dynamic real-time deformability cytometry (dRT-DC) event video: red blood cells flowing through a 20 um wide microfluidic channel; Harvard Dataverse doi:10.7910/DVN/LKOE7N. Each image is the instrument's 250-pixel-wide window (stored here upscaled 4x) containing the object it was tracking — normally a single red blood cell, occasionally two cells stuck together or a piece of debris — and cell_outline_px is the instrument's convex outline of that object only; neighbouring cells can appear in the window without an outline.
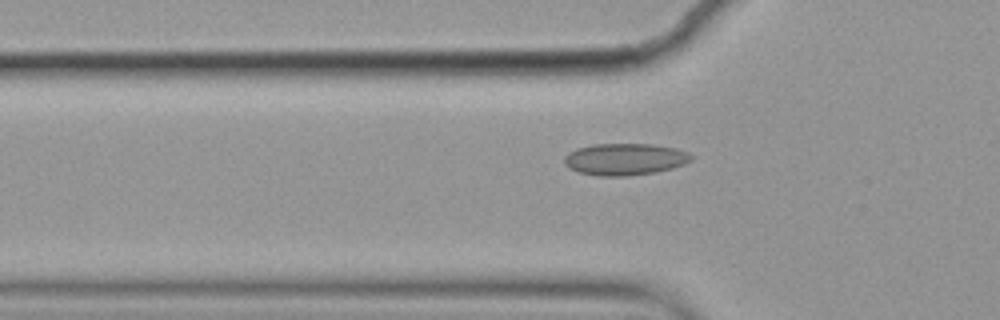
{"species": "common noctule bat (a hibernating species)", "species_latin": "Nyctalus noctula", "temperature_condition": "cold", "stored_images_in_passage": 5, "segment_of_instrument_passage": [2, 2], "camera_frame_rate_fps": 3000, "um_per_image_px": 0.085, "animal": {"sex": "female", "body_mass_g": 19.9}, "frame": {"image": 1, "passage_image": 5, "time_ms": 1.333, "image_size_px": [1000, 320], "cell_outline_px": [[696, 156], [692, 160], [684, 164], [672, 168], [656, 172], [624, 176], [596, 176], [580, 172], [568, 168], [564, 164], [564, 156], [568, 152], [576, 148], [592, 144], [652, 144], [676, 148], [688, 152]], "centroid_in_image_um": [53.12, 13.53], "position_along_channel_um": 72.7, "area_um2": 23.81}}